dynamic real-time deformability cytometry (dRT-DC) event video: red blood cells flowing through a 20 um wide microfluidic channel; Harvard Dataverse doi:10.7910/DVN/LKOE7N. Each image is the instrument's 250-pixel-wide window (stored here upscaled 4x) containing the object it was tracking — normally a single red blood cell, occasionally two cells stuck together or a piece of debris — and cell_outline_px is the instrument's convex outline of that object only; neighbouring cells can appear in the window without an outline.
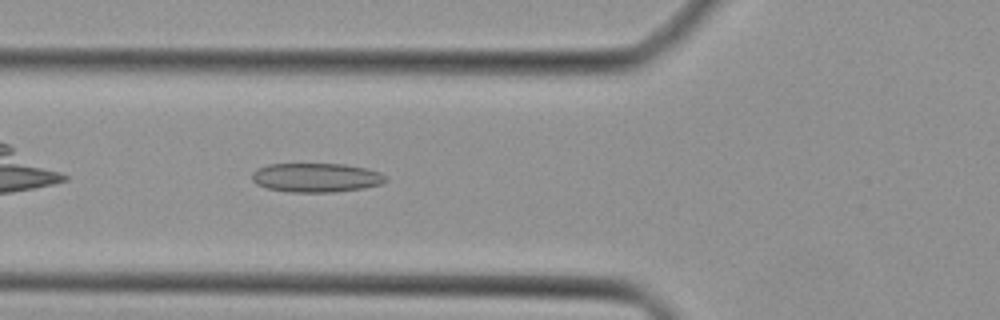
{"species": "Egyptian fruit bat (a non-hibernating species)", "species_latin": "Rousettus aegyptiacus", "temperature_condition": "cold", "stored_images_in_passage": 32, "camera_frame_rate_fps": 3000, "um_per_image_px": 0.085, "animal": {"sex": "female"}, "frame": {"image": 1, "passage_image": 4, "time_ms": 1.0, "image_size_px": [1000, 320], "cell_outline_px": [[388, 180], [384, 184], [364, 188], [332, 192], [288, 192], [268, 188], [256, 184], [252, 180], [252, 172], [256, 168], [268, 164], [344, 164], [368, 168], [380, 172], [388, 176]], "centroid_in_image_um": [26.91, 15.09], "position_along_channel_um": 98.9, "area_um2": 23.0}}
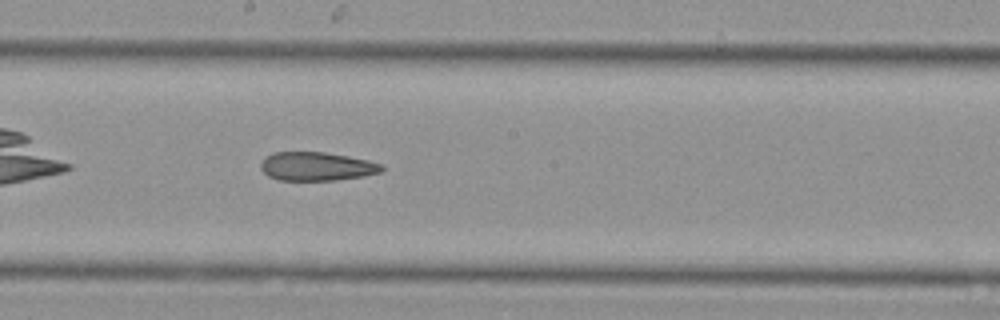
{"frame": {"image": 2, "passage_image": 12, "time_ms": 3.667, "image_size_px": [1000, 320], "cell_outline_px": [[384, 168], [380, 172], [364, 176], [336, 180], [280, 180], [268, 176], [260, 168], [260, 164], [264, 156], [272, 152], [324, 152], [348, 156], [368, 160], [380, 164]], "centroid_in_image_um": [26.87, 14.14], "position_along_channel_um": 221.3, "area_um2": 20.23}}
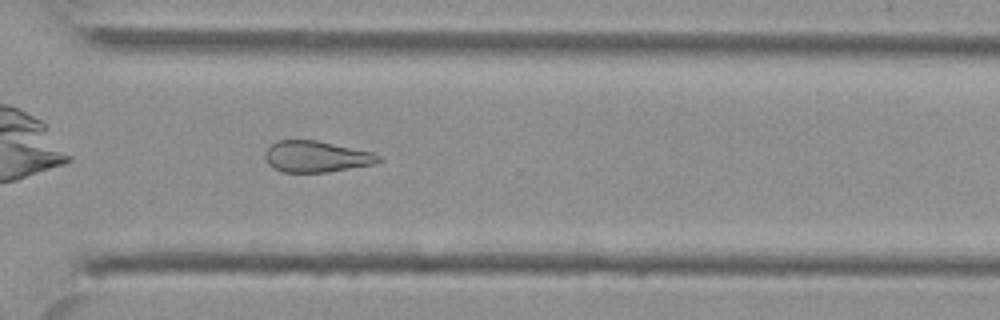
{"frame": {"image": 3, "passage_image": 20, "time_ms": 6.333, "image_size_px": [1000, 320], "cell_outline_px": [[384, 160], [376, 164], [328, 172], [284, 172], [272, 168], [268, 164], [264, 156], [264, 152], [276, 140], [316, 140], [372, 152], [380, 156]], "centroid_in_image_um": [26.89, 13.31], "position_along_channel_um": 343.7, "area_um2": 20.81}}